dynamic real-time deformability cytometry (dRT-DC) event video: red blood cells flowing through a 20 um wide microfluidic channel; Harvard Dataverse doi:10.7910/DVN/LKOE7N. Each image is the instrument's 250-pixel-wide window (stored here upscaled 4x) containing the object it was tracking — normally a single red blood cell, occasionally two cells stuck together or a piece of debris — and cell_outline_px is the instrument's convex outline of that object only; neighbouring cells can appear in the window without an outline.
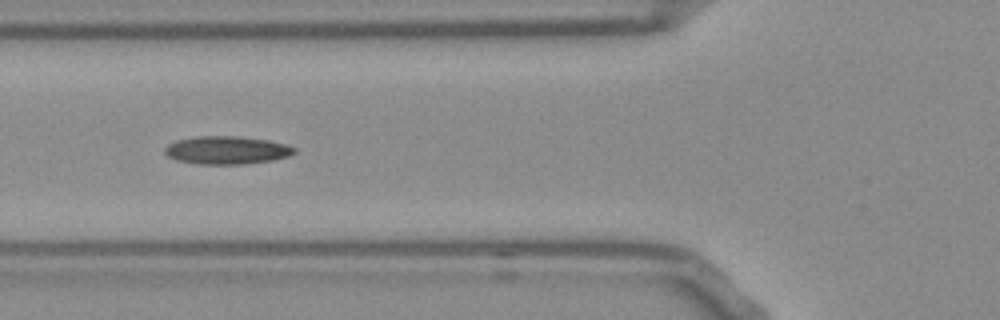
{"species": "Egyptian fruit bat (a non-hibernating species)", "species_latin": "Rousettus aegyptiacus", "temperature_condition": "room temperature", "stored_images_in_passage": 26, "camera_frame_rate_fps": 3000, "um_per_image_px": 0.085, "frame": {"image": 1, "passage_image": 8, "time_ms": 2.333, "image_size_px": [1000, 320], "cell_outline_px": [[296, 152], [288, 156], [272, 160], [244, 164], [196, 164], [176, 160], [168, 156], [164, 152], [164, 148], [168, 144], [176, 140], [196, 136], [240, 136], [268, 140], [288, 144], [296, 148]], "centroid_in_image_um": [19.27, 12.76], "position_along_channel_um": 106.5, "area_um2": 21.33}}